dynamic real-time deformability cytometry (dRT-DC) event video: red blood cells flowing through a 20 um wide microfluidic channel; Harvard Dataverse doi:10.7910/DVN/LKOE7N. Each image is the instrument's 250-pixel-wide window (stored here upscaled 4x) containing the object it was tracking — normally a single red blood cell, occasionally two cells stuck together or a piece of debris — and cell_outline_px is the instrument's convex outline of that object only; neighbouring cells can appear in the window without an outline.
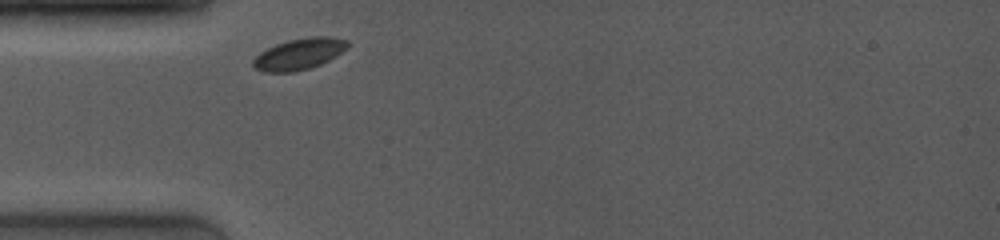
{"species": "common noctule bat (a hibernating species)", "species_latin": "Nyctalus noctula", "temperature_condition": "room temperature", "stored_images_in_passage": 19, "camera_frame_rate_fps": 4000, "um_per_image_px": 0.085, "animal": {"sex": "female", "body_mass_g": 19.0, "forearm_length_mm": 53.3}, "frame": {"image": 1, "passage_image": 1, "time_ms": 0.0, "image_size_px": [1000, 240], "cell_outline_px": [[348, 48], [328, 60], [320, 64], [308, 68], [292, 72], [264, 72], [252, 68], [252, 60], [260, 52], [276, 44], [288, 40], [308, 36], [332, 36], [348, 40]], "centroid_in_image_um": [25.41, 4.58], "position_along_channel_um": 59.6, "area_um2": 17.28}}
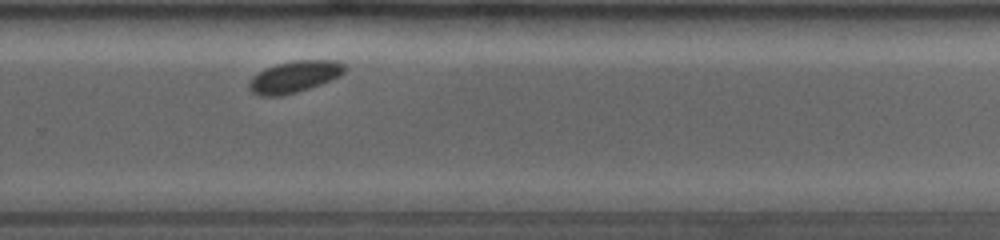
{"frame": {"image": 2, "passage_image": 16, "time_ms": 6.5, "image_size_px": [1000, 240], "cell_outline_px": [[348, 68], [344, 72], [332, 80], [296, 92], [280, 96], [260, 96], [252, 92], [248, 88], [248, 84], [252, 76], [264, 68], [276, 64], [292, 60], [336, 60], [344, 64]], "centroid_in_image_um": [25.01, 6.51], "position_along_channel_um": 304.8, "area_um2": 17.74}}
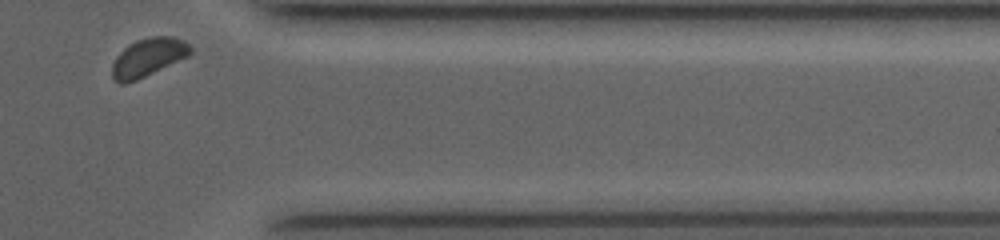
{"frame": {"image": 3, "passage_image": 19, "time_ms": 9.0, "image_size_px": [1000, 240], "cell_outline_px": [[192, 52], [188, 56], [136, 80], [124, 84], [120, 84], [112, 80], [112, 64], [116, 56], [128, 44], [136, 40], [152, 36], [172, 36], [184, 40], [192, 48]], "centroid_in_image_um": [12.57, 4.87], "position_along_channel_um": 398.8, "area_um2": 17.46}}